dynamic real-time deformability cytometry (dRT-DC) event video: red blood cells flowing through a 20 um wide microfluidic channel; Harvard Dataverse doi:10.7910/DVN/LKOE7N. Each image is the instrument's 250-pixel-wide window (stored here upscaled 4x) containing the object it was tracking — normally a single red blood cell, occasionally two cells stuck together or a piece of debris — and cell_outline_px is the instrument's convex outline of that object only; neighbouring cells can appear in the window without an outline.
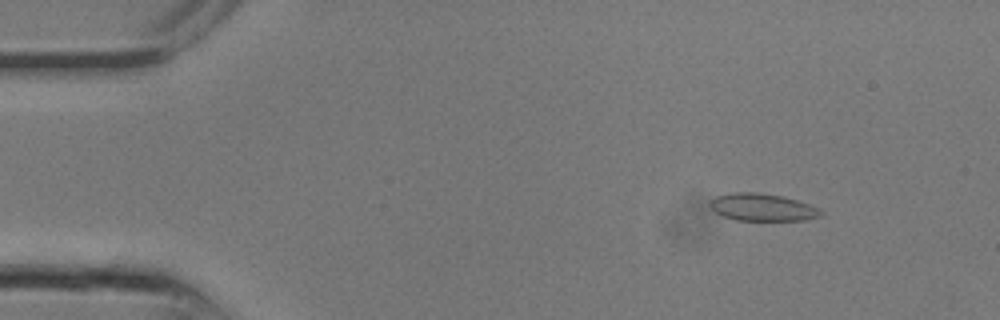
{"species": "common noctule bat (a hibernating species)", "species_latin": "Nyctalus noctula", "temperature_condition": "room temperature", "stored_images_in_passage": 25, "camera_frame_rate_fps": 3000, "um_per_image_px": 0.085, "animal": {"sex": "male", "body_mass_g": 13.3}, "frame": {"image": 1, "passage_image": 3, "time_ms": 0.667, "image_size_px": [1000, 320], "cell_outline_px": [[824, 212], [820, 216], [804, 220], [736, 220], [724, 216], [716, 212], [708, 204], [708, 200], [716, 196], [732, 192], [760, 192], [784, 196], [808, 204]], "centroid_in_image_um": [64.76, 17.6], "position_along_channel_um": 20.2, "area_um2": 17.69}}
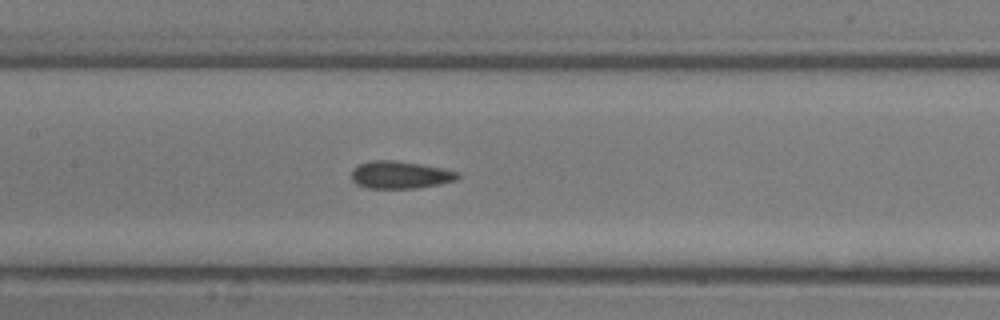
{"frame": {"image": 2, "passage_image": 12, "time_ms": 3.667, "image_size_px": [1000, 320], "cell_outline_px": [[460, 176], [456, 180], [440, 184], [416, 188], [368, 188], [356, 184], [352, 180], [352, 168], [368, 160], [396, 160], [420, 164], [460, 172]], "centroid_in_image_um": [34.0, 14.86], "position_along_channel_um": 173.4, "area_um2": 17.05}}
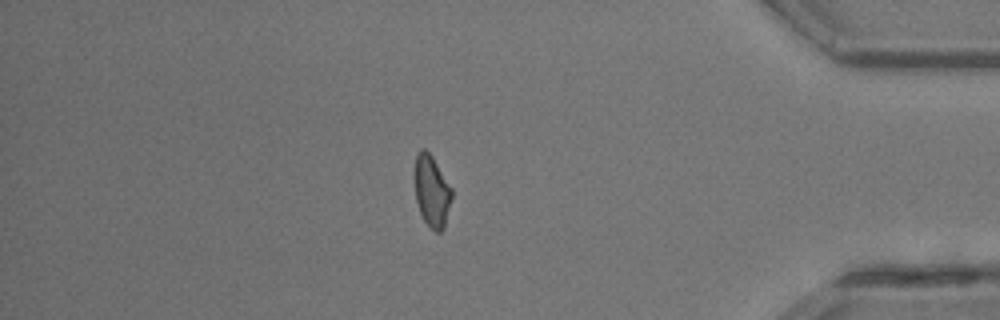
{"frame": {"image": 3, "passage_image": 22, "time_ms": 7.0, "image_size_px": [1000, 320], "cell_outline_px": [[452, 196], [444, 228], [440, 232], [436, 232], [424, 220], [420, 212], [416, 200], [412, 176], [412, 172], [416, 152], [420, 148], [424, 148], [432, 156], [452, 188]], "centroid_in_image_um": [36.65, 16.17], "position_along_channel_um": 398.6, "area_um2": 15.9}}